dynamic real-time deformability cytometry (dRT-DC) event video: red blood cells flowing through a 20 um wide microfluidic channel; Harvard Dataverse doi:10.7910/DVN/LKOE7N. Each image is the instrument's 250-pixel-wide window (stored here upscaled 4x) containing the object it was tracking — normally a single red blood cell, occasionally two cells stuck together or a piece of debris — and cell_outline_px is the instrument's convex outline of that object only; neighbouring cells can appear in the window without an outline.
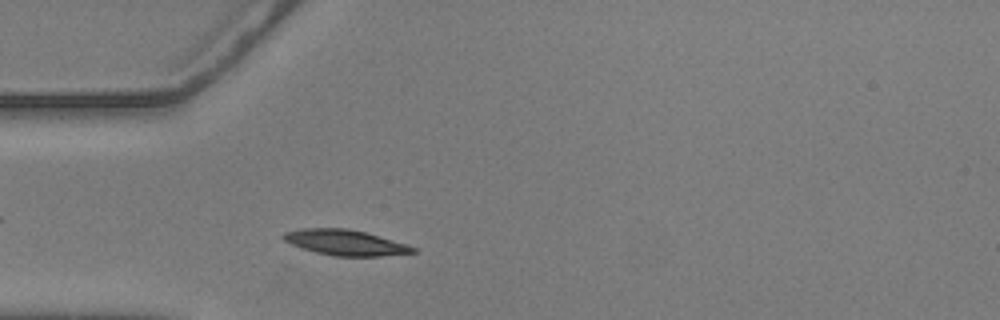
{"species": "common noctule bat (a hibernating species)", "species_latin": "Nyctalus noctula", "temperature_condition": "warm", "stored_images_in_passage": 49, "camera_frame_rate_fps": 3000, "um_per_image_px": 0.085, "animal": {"sex": "male", "body_mass_g": 20.5, "forearm_length_mm": 52.5}, "frame": {"image": 1, "passage_image": 9, "time_ms": 2.667, "image_size_px": [1000, 320], "cell_outline_px": [[416, 252], [380, 256], [332, 256], [300, 248], [284, 240], [280, 236], [284, 232], [300, 228], [348, 228], [380, 236], [408, 244], [416, 248]], "centroid_in_image_um": [29.32, 20.61], "position_along_channel_um": 55.7, "area_um2": 19.36}}
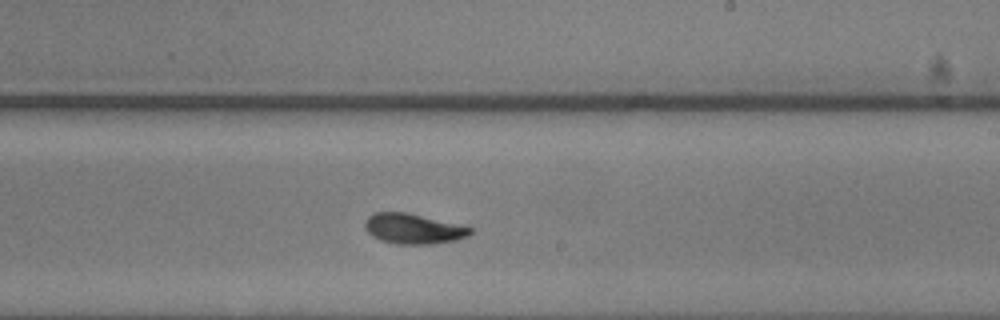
{"frame": {"image": 2, "passage_image": 26, "time_ms": 8.333, "image_size_px": [1000, 320], "cell_outline_px": [[472, 232], [468, 236], [456, 240], [432, 244], [396, 244], [380, 240], [372, 236], [364, 228], [364, 220], [368, 216], [376, 212], [408, 212], [472, 228]], "centroid_in_image_um": [35.08, 19.44], "position_along_channel_um": 253.9, "area_um2": 18.55}}
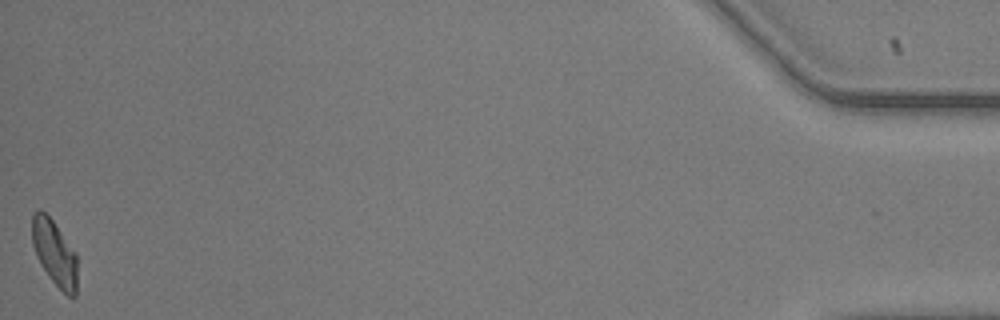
{"frame": {"image": 3, "passage_image": 49, "time_ms": 16.0, "image_size_px": [1000, 320], "cell_outline_px": [[76, 296], [68, 296], [52, 280], [36, 256], [32, 244], [32, 212], [40, 208], [52, 220], [76, 252]], "centroid_in_image_um": [4.62, 21.45], "position_along_channel_um": 430.6, "area_um2": 16.99}, "authors_computed_cell_mechanics": {"area_um2": 18.0914, "velocity_mm_per_s": 3.5799, "shape_relaxation_time_tau1_ms": 2.9562, "shape_relaxation_time_tau2_ms": 9.0589, "deformation_change_tau1": 0.1488, "deformation_change_tau2": 0.0971}}